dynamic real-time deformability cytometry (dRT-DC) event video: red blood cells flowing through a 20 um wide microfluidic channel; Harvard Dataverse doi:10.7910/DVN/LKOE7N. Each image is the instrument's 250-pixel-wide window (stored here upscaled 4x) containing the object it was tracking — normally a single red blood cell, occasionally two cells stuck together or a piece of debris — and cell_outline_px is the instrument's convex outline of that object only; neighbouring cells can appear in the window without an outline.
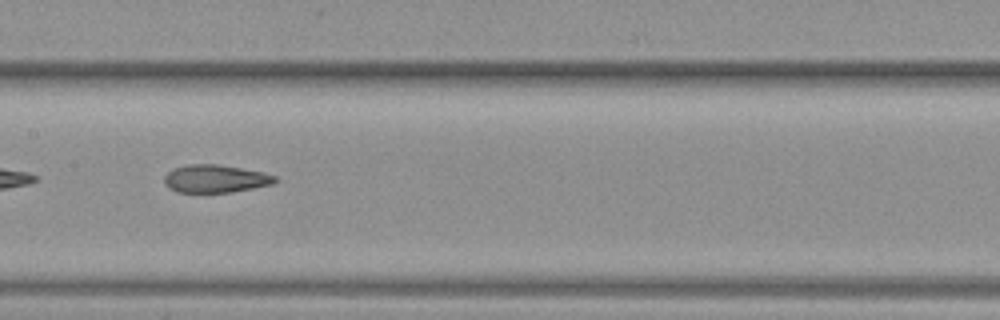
{"species": "common noctule bat (a hibernating species)", "species_latin": "Nyctalus noctula", "temperature_condition": "warm", "stored_images_in_passage": 28, "camera_frame_rate_fps": 3000, "um_per_image_px": 0.085, "animal": {"sex": "female", "body_mass_g": 19.3, "forearm_length_mm": 54.1}, "frame": {"image": 1, "passage_image": 9, "time_ms": 2.667, "image_size_px": [1000, 320], "cell_outline_px": [[280, 180], [272, 184], [232, 192], [176, 192], [168, 188], [164, 184], [164, 176], [168, 172], [176, 168], [188, 164], [216, 164], [264, 172], [276, 176]], "centroid_in_image_um": [18.31, 15.19], "position_along_channel_um": 189.1, "area_um2": 17.98}}
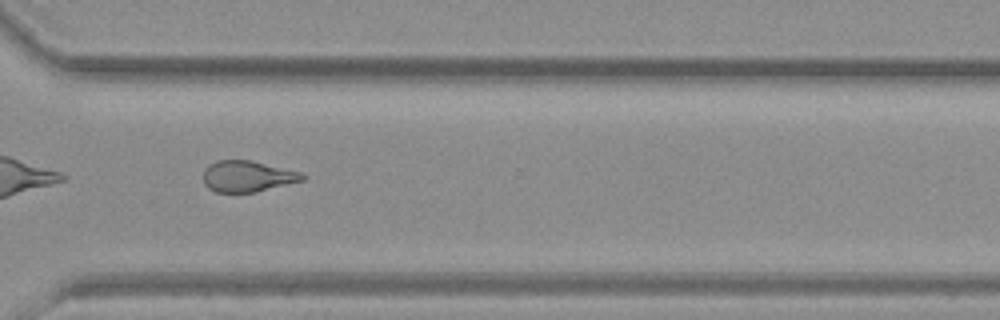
{"frame": {"image": 2, "passage_image": 20, "time_ms": 6.333, "image_size_px": [1000, 320], "cell_outline_px": [[304, 180], [256, 192], [216, 192], [208, 188], [204, 184], [204, 168], [208, 164], [216, 160], [252, 160], [300, 172], [304, 176]], "centroid_in_image_um": [20.99, 14.98], "position_along_channel_um": 349.6, "area_um2": 17.98}}